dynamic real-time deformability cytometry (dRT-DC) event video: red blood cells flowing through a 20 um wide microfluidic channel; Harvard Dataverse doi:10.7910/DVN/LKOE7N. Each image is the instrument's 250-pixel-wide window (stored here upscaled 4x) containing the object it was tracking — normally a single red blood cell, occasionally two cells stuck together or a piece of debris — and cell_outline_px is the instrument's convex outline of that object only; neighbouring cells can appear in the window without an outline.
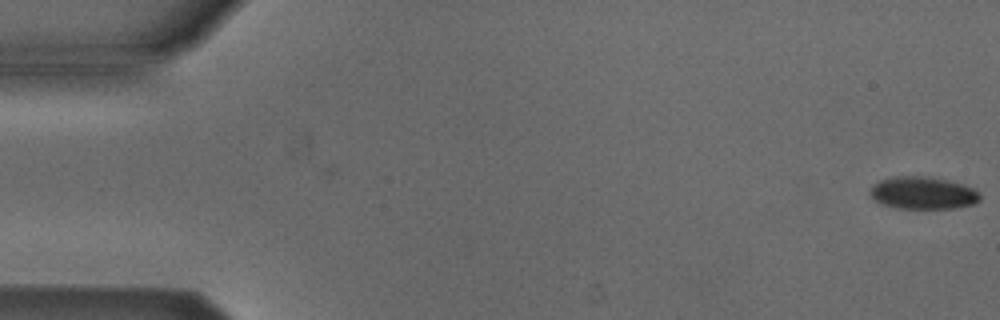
{"species": "Egyptian fruit bat (a non-hibernating species)", "species_latin": "Rousettus aegyptiacus", "temperature_condition": "cold", "stored_images_in_passage": 52, "camera_frame_rate_fps": 3000, "um_per_image_px": 0.085, "animal": {"sex": "male"}, "frame": {"image": 1, "passage_image": 1, "time_ms": 0.0, "image_size_px": [1000, 320], "cell_outline_px": [[980, 200], [972, 204], [952, 208], [896, 208], [880, 204], [868, 192], [872, 184], [880, 180], [896, 176], [928, 176], [948, 180], [964, 184], [972, 188], [980, 196]], "centroid_in_image_um": [78.4, 16.39], "position_along_channel_um": 6.6, "area_um2": 20.75}}
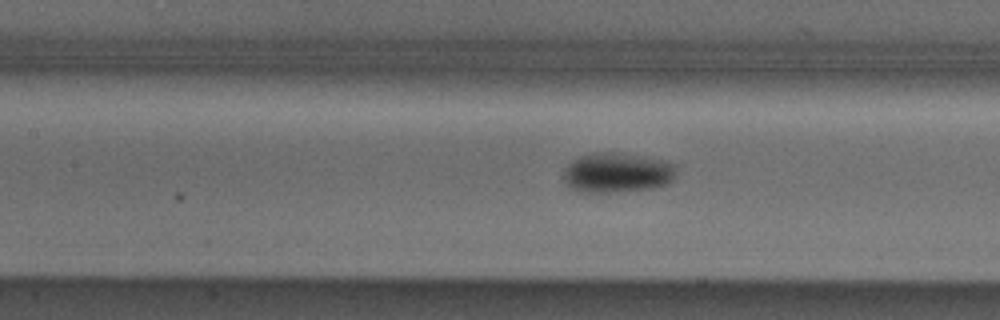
{"frame": {"image": 2, "passage_image": 24, "time_ms": 7.667, "image_size_px": [1000, 320], "cell_outline_px": [[676, 176], [668, 184], [652, 188], [616, 192], [580, 192], [568, 188], [564, 180], [564, 168], [572, 160], [588, 152], [620, 152], [644, 156], [664, 160], [672, 164]], "centroid_in_image_um": [52.41, 14.67], "position_along_channel_um": 155.0, "area_um2": 26.59}}
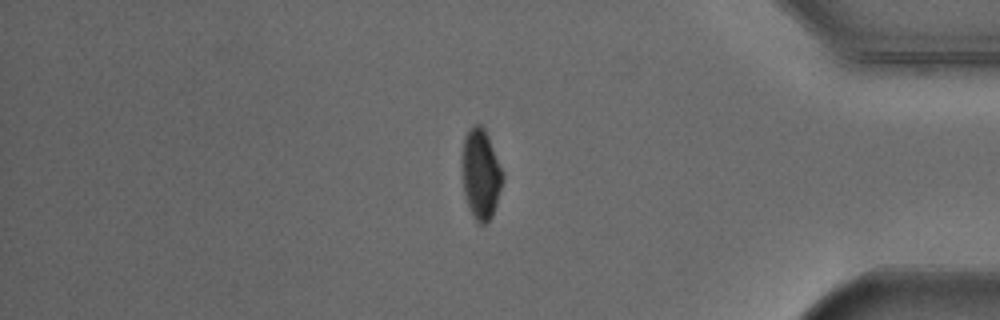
{"frame": {"image": 3, "passage_image": 45, "time_ms": 14.667, "image_size_px": [1000, 320], "cell_outline_px": [[504, 180], [492, 216], [484, 224], [480, 224], [472, 216], [464, 192], [460, 176], [460, 160], [464, 136], [476, 124], [480, 124], [484, 128], [488, 136], [504, 172]], "centroid_in_image_um": [40.84, 14.78], "position_along_channel_um": 394.4, "area_um2": 21.79}, "authors_computed_cell_mechanics": {"area_um2": 22.8599, "velocity_mm_per_s": 3.8569, "shape_relaxation_time_tau1_ms": 3.8486, "shape_relaxation_time_tau2_ms": null, "deformation_change_tau1": 0.1104, "deformation_change_tau2": null}}